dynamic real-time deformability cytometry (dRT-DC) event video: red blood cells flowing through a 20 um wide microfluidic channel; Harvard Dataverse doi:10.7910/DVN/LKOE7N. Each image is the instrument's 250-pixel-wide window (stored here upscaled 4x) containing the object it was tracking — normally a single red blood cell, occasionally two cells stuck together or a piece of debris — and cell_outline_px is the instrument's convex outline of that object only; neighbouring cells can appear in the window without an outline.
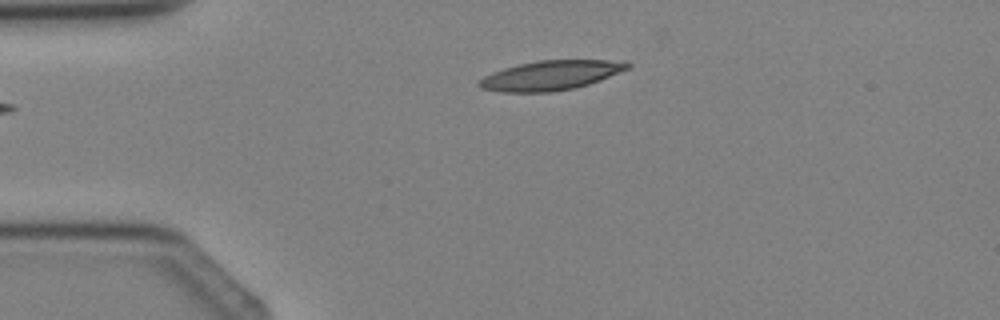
{"species": "Egyptian fruit bat (a non-hibernating species)", "species_latin": "Rousettus aegyptiacus", "temperature_condition": "cold", "stored_images_in_passage": 2, "camera_frame_rate_fps": 3000, "um_per_image_px": 0.085, "animal": {"sex": "female"}, "frame": {"image": 1, "passage_image": 2, "time_ms": 1.333, "image_size_px": [1000, 320], "cell_outline_px": [[632, 68], [588, 84], [572, 88], [552, 92], [500, 92], [480, 88], [476, 84], [484, 76], [492, 72], [504, 68], [520, 64], [540, 60], [608, 60], [632, 64]], "centroid_in_image_um": [46.78, 6.41], "position_along_channel_um": 38.2, "area_um2": 25.37}}